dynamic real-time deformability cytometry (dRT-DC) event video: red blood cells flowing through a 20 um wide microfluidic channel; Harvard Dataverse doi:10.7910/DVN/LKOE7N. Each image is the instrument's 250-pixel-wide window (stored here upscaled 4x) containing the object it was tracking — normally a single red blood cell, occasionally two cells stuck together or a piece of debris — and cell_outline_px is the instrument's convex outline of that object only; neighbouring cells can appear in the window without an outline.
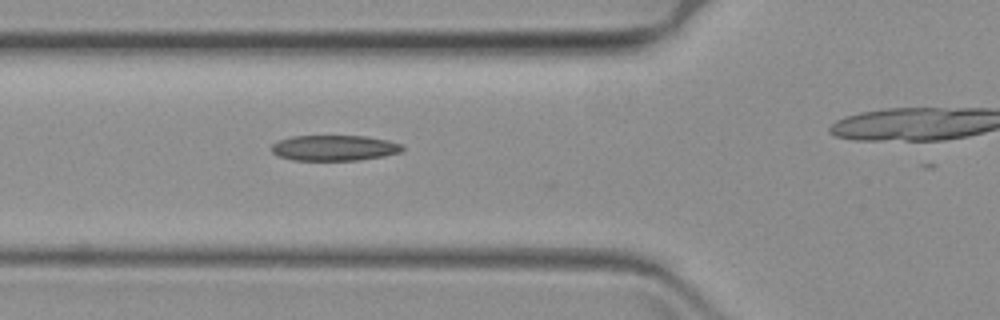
{"species": "common noctule bat (a hibernating species)", "species_latin": "Nyctalus noctula", "temperature_condition": "warm", "stored_images_in_passage": 23, "camera_frame_rate_fps": 3000, "um_per_image_px": 0.085, "animal": {"sex": "female", "body_mass_g": 19.3, "forearm_length_mm": 54.1}, "frame": {"image": 1, "passage_image": 22, "time_ms": 7.0, "image_size_px": [1000, 320], "cell_outline_px": [[404, 148], [400, 152], [384, 156], [360, 160], [292, 160], [276, 156], [272, 152], [272, 144], [280, 140], [292, 136], [368, 136], [388, 140], [400, 144]], "centroid_in_image_um": [28.4, 12.57], "position_along_channel_um": 97.4, "area_um2": 19.54}}